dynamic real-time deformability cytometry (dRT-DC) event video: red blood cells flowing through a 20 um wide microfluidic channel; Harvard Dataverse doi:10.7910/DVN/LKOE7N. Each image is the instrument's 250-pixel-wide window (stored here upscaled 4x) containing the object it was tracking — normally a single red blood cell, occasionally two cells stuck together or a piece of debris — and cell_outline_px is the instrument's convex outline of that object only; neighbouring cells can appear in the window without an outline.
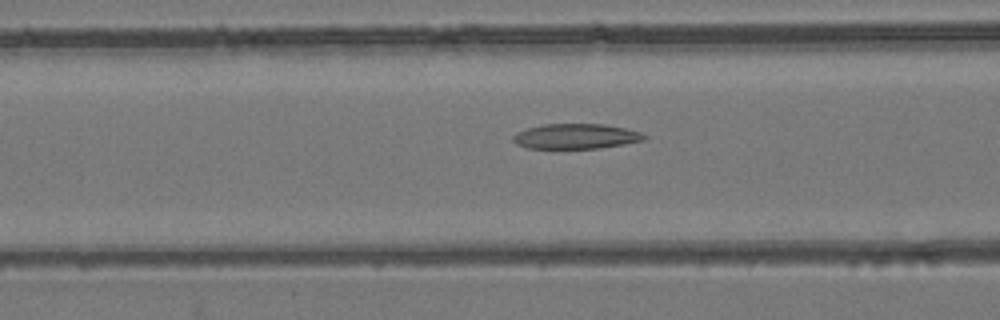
{"species": "common noctule bat (a hibernating species)", "species_latin": "Nyctalus noctula", "temperature_condition": "room temperature", "stored_images_in_passage": 39, "camera_frame_rate_fps": 3000, "um_per_image_px": 0.085, "animal": {"sex": "female", "body_mass_g": 24.6, "forearm_length_mm": 56.2}, "frame": {"image": 1, "passage_image": 19, "time_ms": 6.0, "image_size_px": [1000, 320], "cell_outline_px": [[648, 136], [644, 140], [624, 144], [600, 148], [528, 148], [516, 144], [512, 140], [512, 136], [516, 132], [528, 128], [544, 124], [604, 124], [624, 128], [640, 132]], "centroid_in_image_um": [48.94, 11.58], "position_along_channel_um": 117.7, "area_um2": 19.13}}
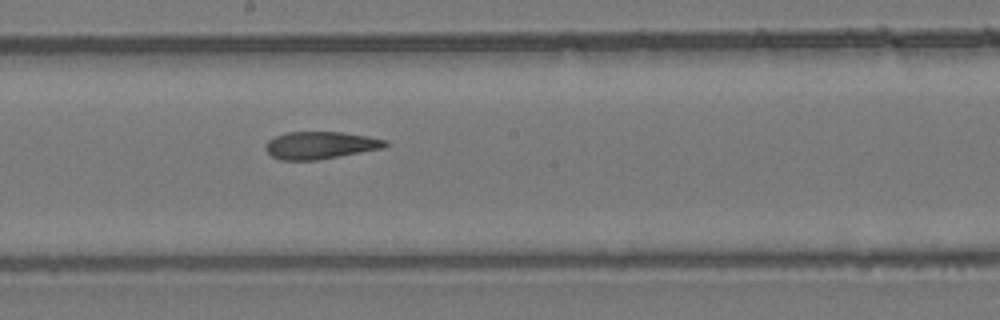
{"frame": {"image": 2, "passage_image": 27, "time_ms": 8.667, "image_size_px": [1000, 320], "cell_outline_px": [[388, 144], [384, 148], [316, 160], [280, 160], [272, 156], [264, 148], [264, 144], [268, 140], [276, 136], [288, 132], [340, 132], [368, 136], [388, 140]], "centroid_in_image_um": [27.22, 12.34], "position_along_channel_um": 221.0, "area_um2": 19.07}}
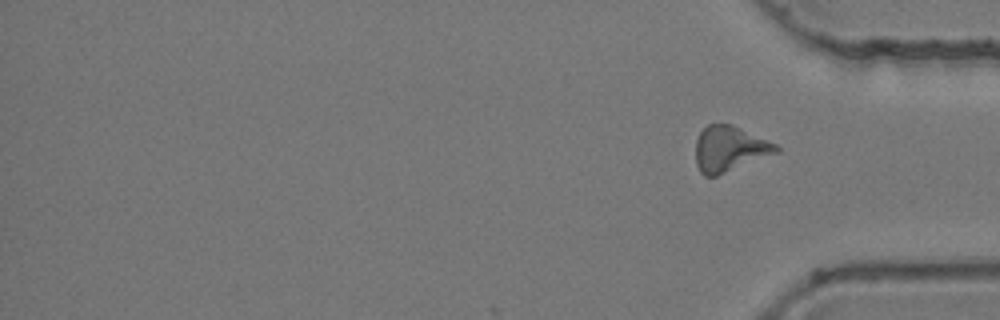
{"frame": {"image": 3, "passage_image": 39, "time_ms": 12.667, "image_size_px": [1000, 320], "cell_outline_px": [[780, 152], [716, 176], [704, 176], [700, 172], [696, 164], [696, 140], [700, 132], [708, 124], [732, 124], [776, 144], [780, 148]], "centroid_in_image_um": [62.01, 12.66], "position_along_channel_um": 373.2, "area_um2": 21.33}, "authors_computed_cell_mechanics": {"area_um2": 20.0566, "velocity_mm_per_s": 3.8755, "shape_relaxation_time_tau1_ms": null, "shape_relaxation_time_tau2_ms": 4.3635, "deformation_change_tau1": null, "deformation_change_tau2": 0.1423}}